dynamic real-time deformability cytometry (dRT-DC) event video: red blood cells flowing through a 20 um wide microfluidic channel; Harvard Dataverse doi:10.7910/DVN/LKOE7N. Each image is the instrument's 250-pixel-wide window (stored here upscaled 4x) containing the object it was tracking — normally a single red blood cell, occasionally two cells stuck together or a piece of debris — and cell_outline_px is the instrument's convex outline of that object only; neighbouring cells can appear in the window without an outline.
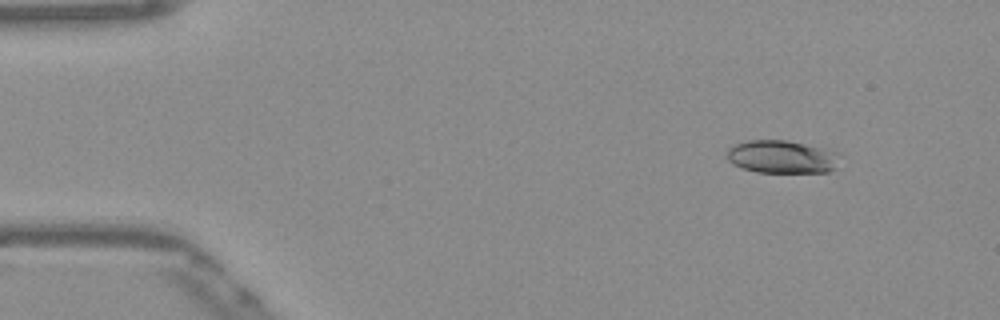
{"species": "Egyptian fruit bat (a non-hibernating species)", "species_latin": "Rousettus aegyptiacus", "temperature_condition": "warm", "stored_images_in_passage": 48, "camera_frame_rate_fps": 3000, "um_per_image_px": 0.085, "frame": {"image": 1, "passage_image": 2, "time_ms": 0.333, "image_size_px": [1000, 320], "cell_outline_px": [[840, 152], [836, 168], [828, 172], [756, 172], [732, 164], [728, 160], [728, 148], [736, 144], [748, 140], [784, 140], [804, 144]], "centroid_in_image_um": [66.48, 13.33], "position_along_channel_um": 18.5, "area_um2": 21.56}}
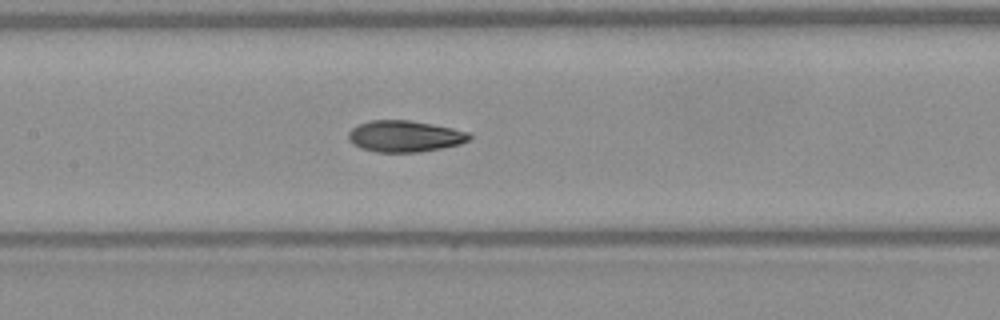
{"frame": {"image": 2, "passage_image": 21, "time_ms": 6.667, "image_size_px": [1000, 320], "cell_outline_px": [[472, 136], [468, 140], [460, 144], [420, 152], [376, 152], [360, 148], [352, 144], [348, 140], [348, 132], [352, 128], [360, 124], [372, 120], [408, 120], [432, 124], [452, 128], [468, 132]], "centroid_in_image_um": [34.37, 11.58], "position_along_channel_um": 173.0, "area_um2": 22.08}}
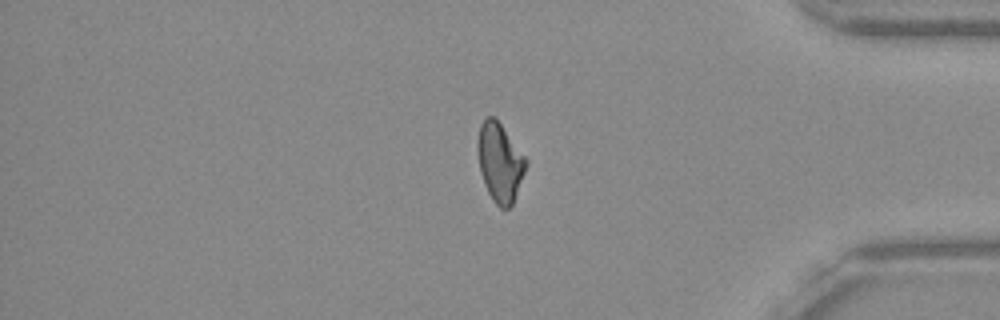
{"frame": {"image": 3, "passage_image": 40, "time_ms": 13.0, "image_size_px": [1000, 320], "cell_outline_px": [[528, 164], [512, 204], [508, 208], [500, 208], [492, 200], [484, 184], [480, 172], [476, 148], [476, 144], [480, 124], [488, 116], [492, 116], [500, 124], [528, 160]], "centroid_in_image_um": [42.47, 13.81], "position_along_channel_um": 392.7, "area_um2": 22.08}, "authors_computed_cell_mechanics": {"area_um2": 21.9929, "velocity_mm_per_s": 3.8821, "shape_relaxation_time_tau1_ms": 9.4441, "shape_relaxation_time_tau2_ms": 2.4559, "deformation_change_tau1": 0.2322, "deformation_change_tau2": 0.0871}}